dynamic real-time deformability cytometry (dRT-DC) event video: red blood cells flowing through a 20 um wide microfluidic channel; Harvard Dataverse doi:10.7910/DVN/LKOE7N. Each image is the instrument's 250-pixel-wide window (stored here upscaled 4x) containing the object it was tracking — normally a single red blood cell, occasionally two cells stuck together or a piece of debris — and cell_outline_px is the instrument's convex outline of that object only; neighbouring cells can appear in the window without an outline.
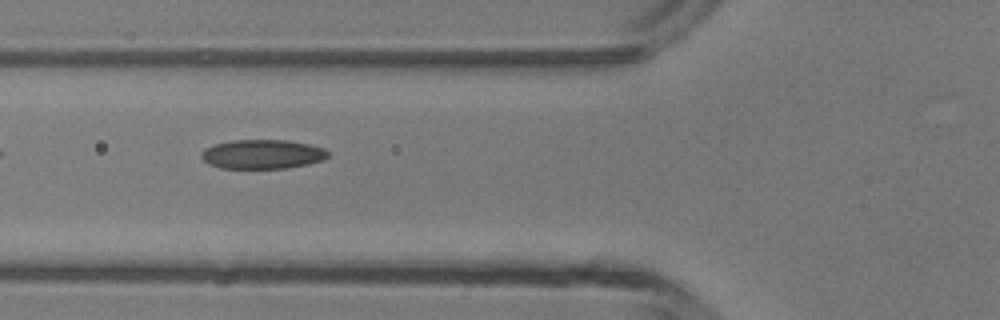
{"species": "common noctule bat (a hibernating species)", "species_latin": "Nyctalus noctula", "temperature_condition": "room temperature", "stored_images_in_passage": 5, "camera_frame_rate_fps": 3000, "um_per_image_px": 0.085, "animal": {"sex": "male", "body_mass_g": 13.3}, "frame": {"image": 1, "passage_image": 5, "time_ms": 1.333, "image_size_px": [1000, 320], "cell_outline_px": [[332, 152], [324, 160], [308, 164], [288, 168], [220, 168], [208, 164], [200, 156], [204, 148], [216, 144], [232, 140], [288, 140], [308, 144], [324, 148]], "centroid_in_image_um": [22.34, 13.11], "position_along_channel_um": 103.5, "area_um2": 21.73}}